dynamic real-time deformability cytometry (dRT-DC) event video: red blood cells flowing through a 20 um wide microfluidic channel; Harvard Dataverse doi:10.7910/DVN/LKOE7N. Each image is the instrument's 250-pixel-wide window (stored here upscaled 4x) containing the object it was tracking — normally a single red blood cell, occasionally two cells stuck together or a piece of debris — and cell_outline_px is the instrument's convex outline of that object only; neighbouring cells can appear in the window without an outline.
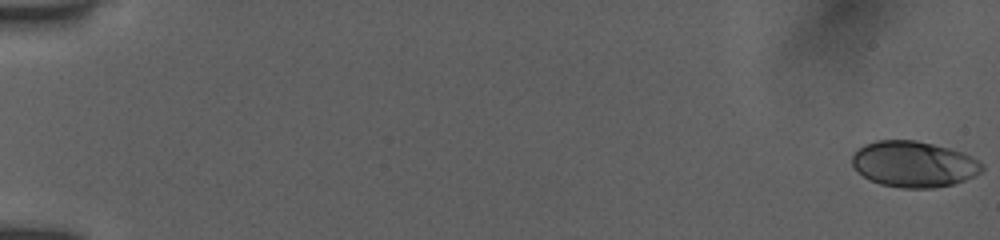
{"species": "human", "species_latin": "Homo sapiens", "temperature_condition": "room temperature", "stored_images_in_passage": 54, "camera_frame_rate_fps": 3000, "um_per_image_px": 0.085, "donor": {"sex": "female"}, "frame": {"image": 1, "passage_image": 1, "time_ms": 0.0, "image_size_px": [1000, 240], "cell_outline_px": [[984, 168], [976, 176], [952, 184], [936, 188], [900, 188], [880, 184], [868, 180], [852, 164], [852, 156], [864, 144], [876, 140], [916, 140], [964, 152], [984, 164]], "centroid_in_image_um": [77.69, 13.96], "position_along_channel_um": 7.3, "area_um2": 34.85}}
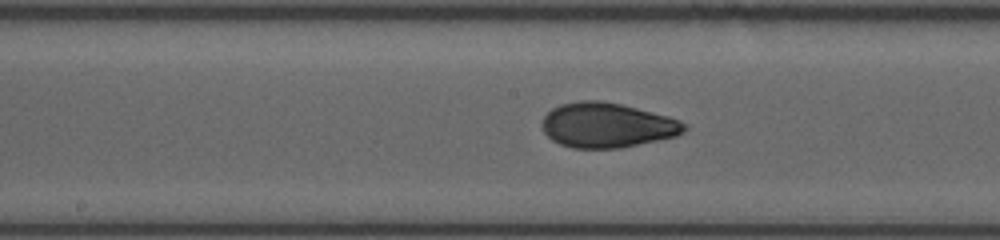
{"frame": {"image": 2, "passage_image": 30, "time_ms": 9.667, "image_size_px": [1000, 240], "cell_outline_px": [[688, 128], [684, 132], [676, 136], [620, 148], [572, 148], [560, 144], [552, 140], [544, 132], [540, 124], [544, 116], [552, 108], [560, 104], [580, 100], [600, 100], [620, 104], [668, 116], [680, 120], [688, 124]], "centroid_in_image_um": [51.59, 10.64], "position_along_channel_um": 196.6, "area_um2": 37.28}}
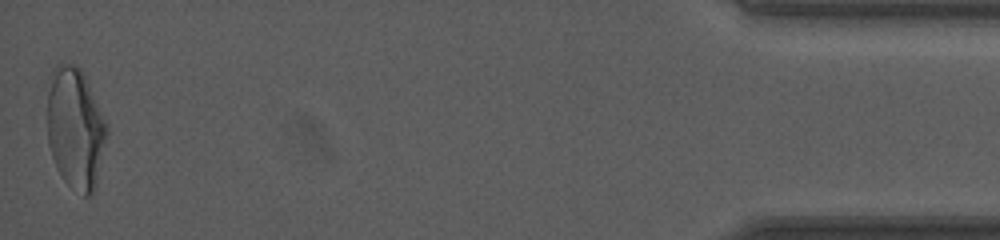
{"frame": {"image": 3, "passage_image": 54, "time_ms": 17.667, "image_size_px": [1000, 240], "cell_outline_px": [[108, 132], [96, 180], [92, 192], [88, 196], [84, 196], [68, 184], [64, 180], [56, 168], [48, 144], [48, 92], [52, 72], [56, 64], [72, 64], [80, 68], [84, 76], [108, 128]], "centroid_in_image_um": [6.38, 10.91], "position_along_channel_um": 428.8, "area_um2": 41.15}, "authors_computed_cell_mechanics": {"area_um2": 35.9516, "velocity_mm_per_s": 3.9243, "shape_relaxation_time_tau1_ms": 4.5723, "shape_relaxation_time_tau2_ms": 1.1391, "deformation_change_tau1": 0.1528, "deformation_change_tau2": 0.0644}}